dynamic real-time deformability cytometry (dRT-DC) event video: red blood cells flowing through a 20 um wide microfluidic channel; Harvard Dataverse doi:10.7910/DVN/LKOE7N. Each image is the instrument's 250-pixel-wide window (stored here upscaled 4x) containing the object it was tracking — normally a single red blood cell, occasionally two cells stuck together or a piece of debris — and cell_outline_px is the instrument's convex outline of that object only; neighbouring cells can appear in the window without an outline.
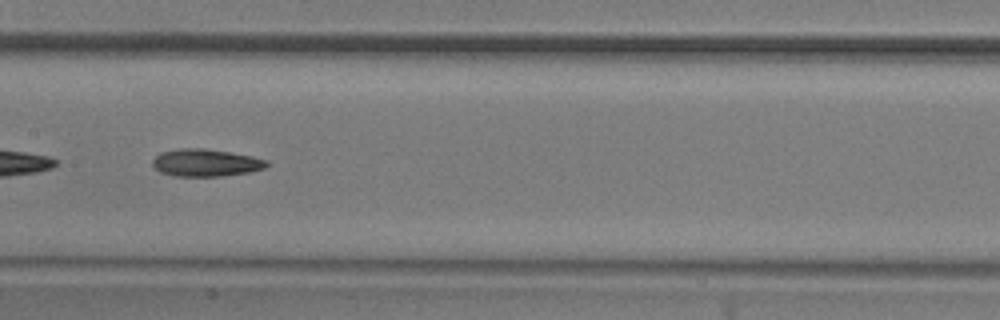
{"species": "common noctule bat (a hibernating species)", "species_latin": "Nyctalus noctula", "temperature_condition": "room temperature", "stored_images_in_passage": 51, "camera_frame_rate_fps": 3000, "um_per_image_px": 0.085, "animal": {"sex": "male", "body_mass_g": 20.5, "forearm_length_mm": 52.5}, "frame": {"image": 1, "passage_image": 27, "time_ms": 8.667, "image_size_px": [1000, 320], "cell_outline_px": [[268, 164], [264, 168], [248, 172], [224, 176], [172, 176], [160, 172], [152, 164], [152, 160], [160, 152], [180, 148], [204, 148], [252, 156], [268, 160]], "centroid_in_image_um": [17.46, 13.83], "position_along_channel_um": 189.9, "area_um2": 18.21}}
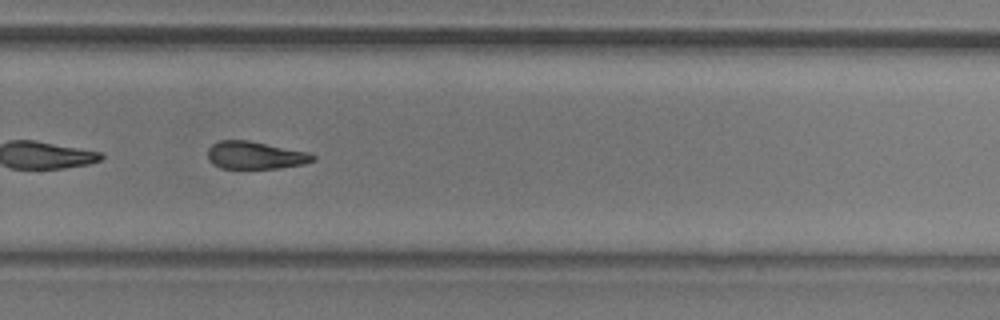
{"frame": {"image": 2, "passage_image": 37, "time_ms": 12.0, "image_size_px": [1000, 320], "cell_outline_px": [[316, 160], [304, 164], [280, 168], [220, 168], [212, 164], [208, 160], [208, 148], [212, 144], [220, 140], [248, 140], [308, 152], [316, 156]], "centroid_in_image_um": [21.69, 13.2], "position_along_channel_um": 308.1, "area_um2": 16.99}}
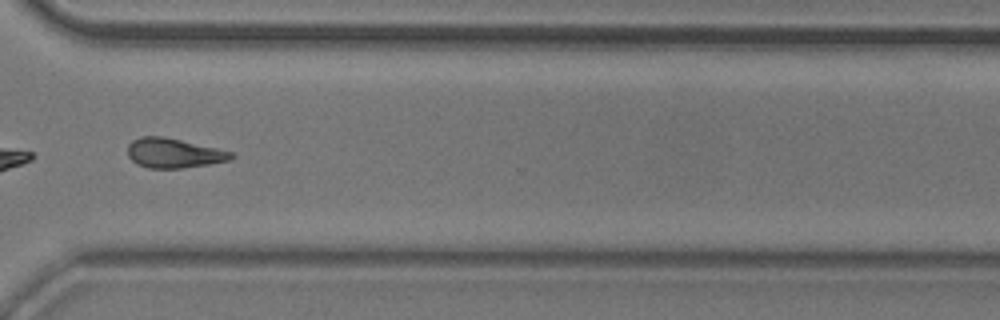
{"frame": {"image": 3, "passage_image": 41, "time_ms": 13.333, "image_size_px": [1000, 320], "cell_outline_px": [[236, 156], [232, 160], [184, 168], [148, 168], [136, 164], [128, 156], [128, 144], [132, 140], [140, 136], [164, 136], [216, 148], [232, 152]], "centroid_in_image_um": [14.76, 13.01], "position_along_channel_um": 355.8, "area_um2": 17.98}, "authors_computed_cell_mechanics": {"area_um2": 18.0336, "velocity_mm_per_s": 3.5688, "shape_relaxation_time_tau1_ms": 6.9836, "shape_relaxation_time_tau2_ms": 8.7839, "deformation_change_tau1": 0.1535, "deformation_change_tau2": 0.2014}}